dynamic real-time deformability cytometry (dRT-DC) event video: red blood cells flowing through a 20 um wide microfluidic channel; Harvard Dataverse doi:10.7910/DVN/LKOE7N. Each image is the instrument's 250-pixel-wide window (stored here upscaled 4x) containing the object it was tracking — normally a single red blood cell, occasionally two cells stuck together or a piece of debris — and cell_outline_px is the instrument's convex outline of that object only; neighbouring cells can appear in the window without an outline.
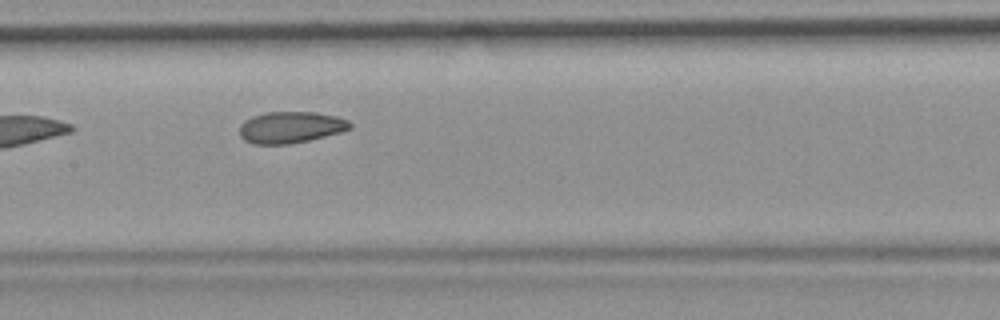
{"species": "common noctule bat (a hibernating species)", "species_latin": "Nyctalus noctula", "temperature_condition": "room temperature", "stored_images_in_passage": 7, "camera_frame_rate_fps": 3000, "um_per_image_px": 0.085, "animal": {"sex": "female", "body_mass_g": 19.9}, "frame": {"image": 1, "passage_image": 6, "time_ms": 7.0, "image_size_px": [1000, 320], "cell_outline_px": [[352, 128], [340, 132], [308, 140], [288, 144], [252, 144], [244, 140], [240, 136], [240, 124], [244, 120], [252, 116], [264, 112], [316, 112], [336, 116], [348, 120], [352, 124]], "centroid_in_image_um": [24.68, 10.81], "position_along_channel_um": 182.7, "area_um2": 20.35}}